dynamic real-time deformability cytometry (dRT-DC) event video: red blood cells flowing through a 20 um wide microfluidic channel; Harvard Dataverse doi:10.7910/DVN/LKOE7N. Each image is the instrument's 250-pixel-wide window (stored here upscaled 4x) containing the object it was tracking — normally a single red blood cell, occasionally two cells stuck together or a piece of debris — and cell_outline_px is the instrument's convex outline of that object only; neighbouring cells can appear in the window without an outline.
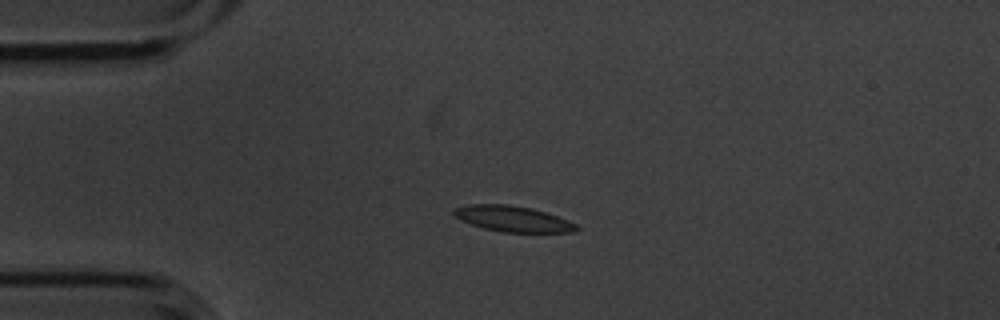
{"species": "common noctule bat (a hibernating species)", "species_latin": "Nyctalus noctula", "temperature_condition": "cold", "stored_images_in_passage": 4, "camera_frame_rate_fps": 3000, "um_per_image_px": 0.085, "animal": {"sex": "male", "body_mass_g": 20.1, "forearm_length_mm": 53.5}, "frame": {"image": 1, "passage_image": 3, "time_ms": 0.667, "image_size_px": [1000, 320], "cell_outline_px": [[580, 228], [572, 232], [504, 232], [484, 228], [460, 220], [452, 212], [452, 208], [468, 204], [508, 204], [532, 208], [556, 216], [576, 224]], "centroid_in_image_um": [43.54, 18.59], "position_along_channel_um": 41.5, "area_um2": 18.26}}